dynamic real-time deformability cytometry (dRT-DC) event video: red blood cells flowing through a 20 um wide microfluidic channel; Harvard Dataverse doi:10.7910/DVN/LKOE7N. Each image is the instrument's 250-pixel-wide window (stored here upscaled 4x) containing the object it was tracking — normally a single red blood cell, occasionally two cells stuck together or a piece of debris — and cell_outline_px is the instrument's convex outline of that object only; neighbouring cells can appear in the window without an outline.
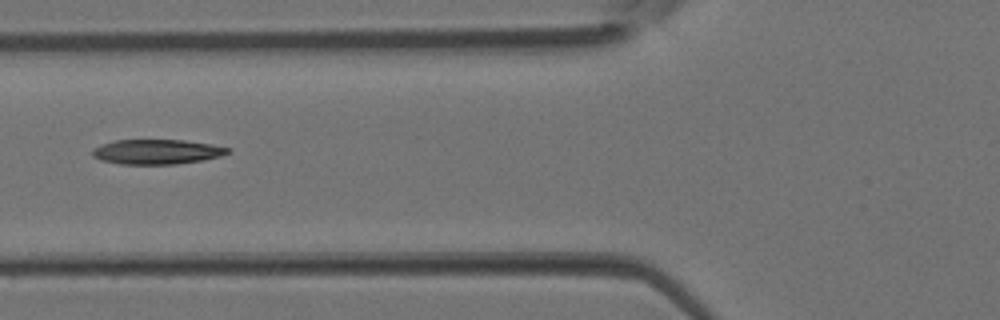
{"species": "Egyptian fruit bat (a non-hibernating species)", "species_latin": "Rousettus aegyptiacus", "temperature_condition": "room temperature", "stored_images_in_passage": 5, "camera_frame_rate_fps": 3000, "um_per_image_px": 0.085, "animal": {"sex": "female"}, "frame": {"image": 1, "passage_image": 5, "time_ms": 1.333, "image_size_px": [1000, 320], "cell_outline_px": [[228, 152], [220, 156], [204, 160], [176, 164], [120, 164], [100, 160], [92, 156], [92, 148], [116, 140], [184, 140], [208, 144], [228, 148]], "centroid_in_image_um": [13.28, 12.91], "position_along_channel_um": 112.5, "area_um2": 19.36}}